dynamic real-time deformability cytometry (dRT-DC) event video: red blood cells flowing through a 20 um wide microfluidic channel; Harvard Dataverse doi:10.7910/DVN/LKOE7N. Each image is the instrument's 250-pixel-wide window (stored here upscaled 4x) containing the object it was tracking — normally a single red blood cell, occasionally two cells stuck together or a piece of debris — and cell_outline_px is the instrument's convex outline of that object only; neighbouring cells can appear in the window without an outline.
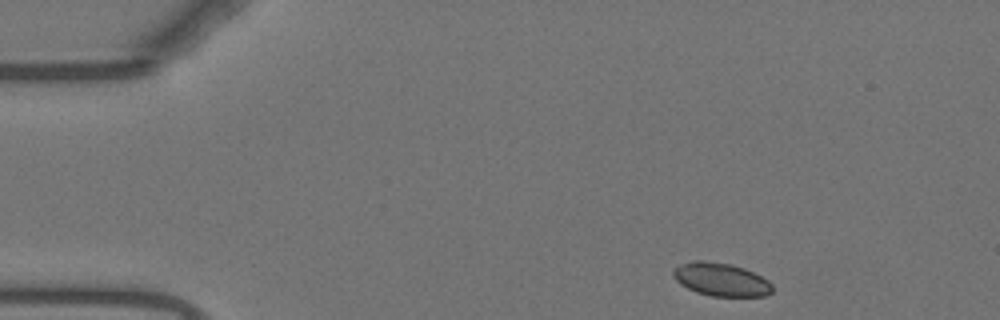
{"species": "Egyptian fruit bat (a non-hibernating species)", "species_latin": "Rousettus aegyptiacus", "temperature_condition": "warm", "stored_images_in_passage": 48, "camera_frame_rate_fps": 3000, "um_per_image_px": 0.085, "animal": {"sex": "female"}, "frame": {"image": 1, "passage_image": 1, "time_ms": 0.0, "image_size_px": [1000, 320], "cell_outline_px": [[772, 292], [764, 296], [712, 296], [696, 292], [680, 284], [672, 276], [672, 272], [676, 268], [692, 260], [704, 260], [732, 264], [744, 268], [768, 280], [772, 284]], "centroid_in_image_um": [61.29, 23.75], "position_along_channel_um": 23.7, "area_um2": 19.07}}
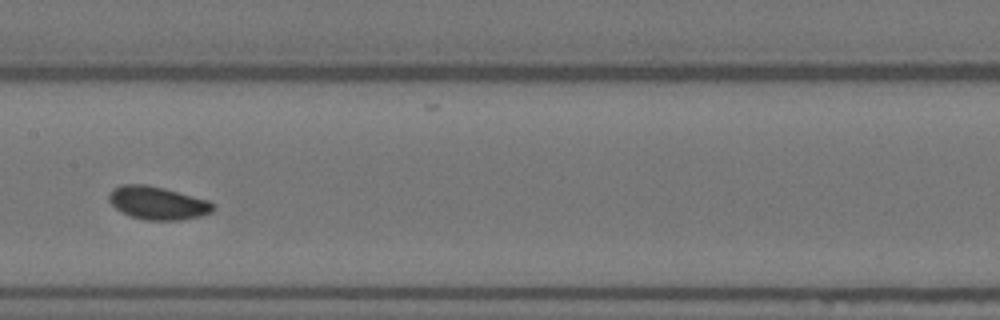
{"frame": {"image": 2, "passage_image": 21, "time_ms": 6.667, "image_size_px": [1000, 320], "cell_outline_px": [[216, 208], [212, 212], [200, 216], [180, 220], [148, 220], [132, 216], [120, 212], [108, 200], [108, 196], [112, 188], [120, 184], [148, 184], [164, 188], [208, 200], [216, 204]], "centroid_in_image_um": [13.4, 17.24], "position_along_channel_um": 194.0, "area_um2": 20.23}}
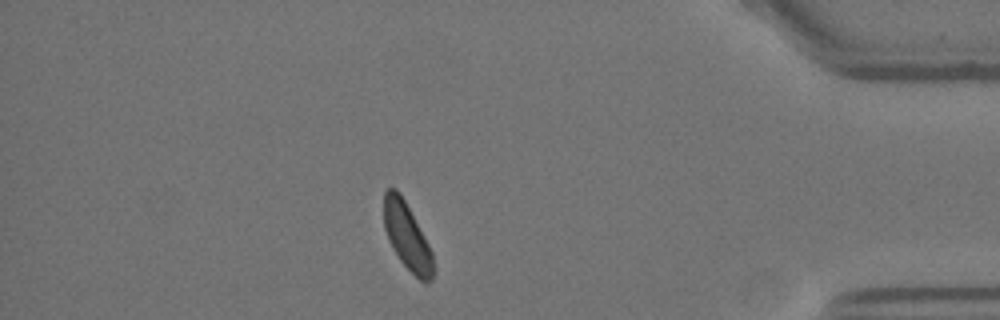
{"frame": {"image": 3, "passage_image": 41, "time_ms": 13.333, "image_size_px": [1000, 320], "cell_outline_px": [[436, 272], [432, 280], [428, 284], [424, 284], [400, 260], [392, 248], [388, 240], [384, 228], [384, 192], [388, 188], [396, 188], [400, 192], [424, 236], [432, 252]], "centroid_in_image_um": [34.62, 20.14], "position_along_channel_um": 400.6, "area_um2": 19.36}, "authors_computed_cell_mechanics": {"area_um2": 19.8254, "velocity_mm_per_s": 3.6881, "shape_relaxation_time_tau1_ms": 1.3981, "shape_relaxation_time_tau2_ms": null, "deformation_change_tau1": 0.0215, "deformation_change_tau2": null}}